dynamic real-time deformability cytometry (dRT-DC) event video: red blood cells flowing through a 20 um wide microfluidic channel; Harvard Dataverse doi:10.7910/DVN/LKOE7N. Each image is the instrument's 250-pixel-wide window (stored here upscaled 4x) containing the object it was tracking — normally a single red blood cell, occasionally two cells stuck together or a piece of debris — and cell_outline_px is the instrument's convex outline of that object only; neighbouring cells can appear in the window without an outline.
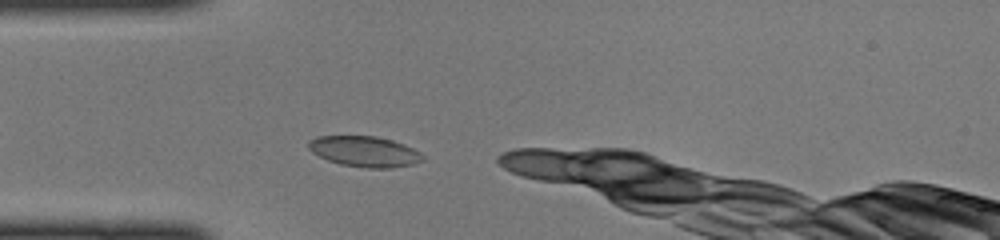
{"species": "common noctule bat (a hibernating species)", "species_latin": "Nyctalus noctula", "temperature_condition": "cold", "stored_images_in_passage": 5, "camera_frame_rate_fps": 3000, "um_per_image_px": 0.085, "animal": {"sex": "female", "body_mass_g": 22.0, "forearm_length_mm": 56.7}, "frame": {"image": 1, "passage_image": 1, "time_ms": 0.0, "image_size_px": [1000, 240], "cell_outline_px": [[424, 160], [412, 164], [392, 168], [368, 168], [340, 164], [328, 160], [312, 152], [308, 148], [308, 140], [316, 136], [376, 136], [392, 140], [404, 144], [420, 152], [424, 156]], "centroid_in_image_um": [30.98, 12.87], "position_along_channel_um": 54.0, "area_um2": 20.4}}
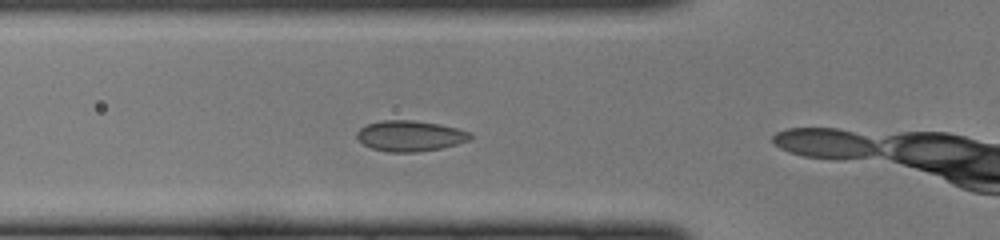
{"frame": {"image": 2, "passage_image": 4, "time_ms": 1.0, "image_size_px": [1000, 240], "cell_outline_px": [[472, 136], [468, 140], [456, 144], [440, 148], [416, 152], [388, 152], [372, 148], [364, 144], [356, 136], [356, 132], [360, 128], [368, 124], [380, 120], [412, 120], [440, 124], [472, 132]], "centroid_in_image_um": [34.85, 11.54], "position_along_channel_um": 91.0, "area_um2": 20.17}}